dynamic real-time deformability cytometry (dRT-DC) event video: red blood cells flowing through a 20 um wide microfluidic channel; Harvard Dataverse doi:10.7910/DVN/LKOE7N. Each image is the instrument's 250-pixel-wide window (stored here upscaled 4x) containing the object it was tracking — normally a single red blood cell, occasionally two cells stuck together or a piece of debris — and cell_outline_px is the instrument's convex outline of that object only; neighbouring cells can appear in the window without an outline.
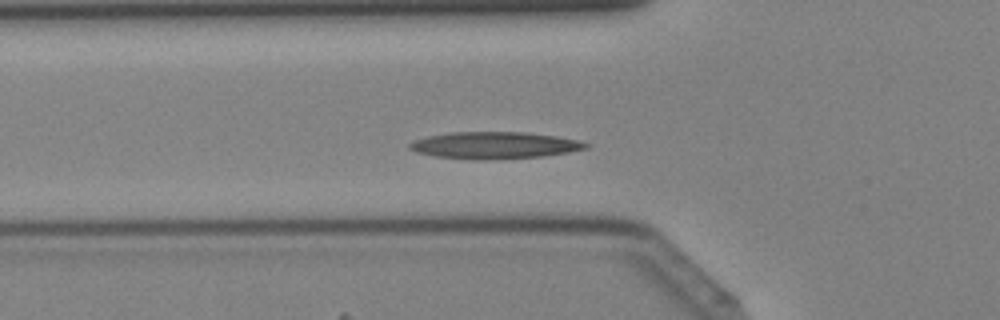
{"species": "Egyptian fruit bat (a non-hibernating species)", "species_latin": "Rousettus aegyptiacus", "temperature_condition": "cold", "stored_images_in_passage": 32, "camera_frame_rate_fps": 3000, "um_per_image_px": 0.085, "animal": {"sex": "female"}, "frame": {"image": 1, "passage_image": 14, "time_ms": 4.333, "image_size_px": [1000, 320], "cell_outline_px": [[592, 144], [588, 148], [568, 152], [544, 156], [484, 160], [472, 160], [436, 156], [416, 152], [408, 148], [408, 144], [416, 140], [428, 136], [452, 132], [528, 132], [556, 136], [576, 140]], "centroid_in_image_um": [42.04, 12.35], "position_along_channel_um": 83.8, "area_um2": 27.63}}
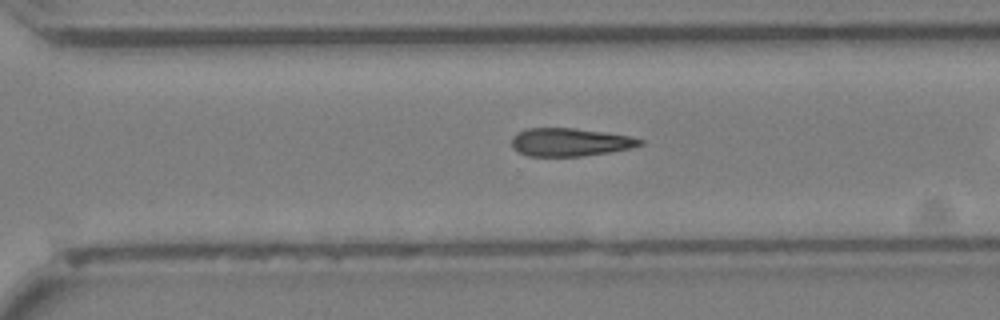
{"frame": {"image": 2, "passage_image": 28, "time_ms": 9.0, "image_size_px": [1000, 320], "cell_outline_px": [[644, 144], [632, 148], [608, 152], [580, 156], [528, 156], [512, 148], [512, 136], [516, 132], [528, 128], [576, 128], [632, 136], [644, 140]], "centroid_in_image_um": [48.46, 12.07], "position_along_channel_um": 322.1, "area_um2": 21.1}}